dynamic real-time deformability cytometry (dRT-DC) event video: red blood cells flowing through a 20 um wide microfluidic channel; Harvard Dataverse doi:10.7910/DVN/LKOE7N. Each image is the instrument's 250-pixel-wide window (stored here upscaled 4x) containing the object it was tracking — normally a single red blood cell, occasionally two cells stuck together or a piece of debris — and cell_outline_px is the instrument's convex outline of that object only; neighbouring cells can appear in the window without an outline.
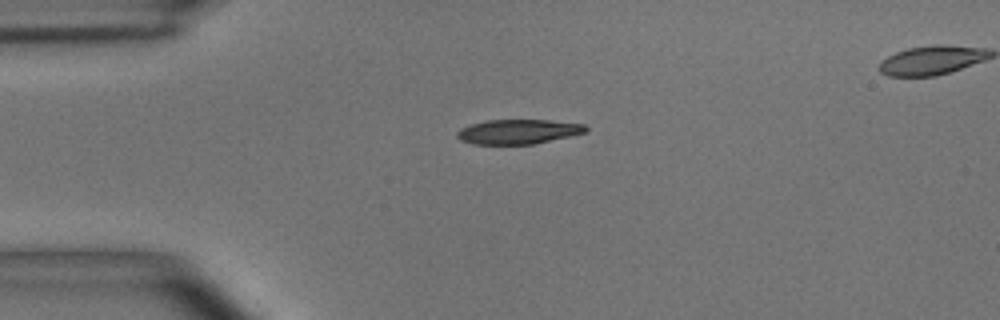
{"species": "common noctule bat (a hibernating species)", "species_latin": "Nyctalus noctula", "temperature_condition": "room temperature", "stored_images_in_passage": 42, "camera_frame_rate_fps": 3000, "um_per_image_px": 0.085, "animal": {"sex": "male", "body_mass_g": 15.6}, "frame": {"image": 1, "passage_image": 1, "time_ms": 0.0, "image_size_px": [1000, 320], "cell_outline_px": [[588, 132], [532, 144], [472, 144], [460, 140], [456, 136], [456, 132], [460, 128], [484, 120], [548, 120], [584, 124], [588, 128]], "centroid_in_image_um": [44.02, 11.19], "position_along_channel_um": 41.0, "area_um2": 18.44}}
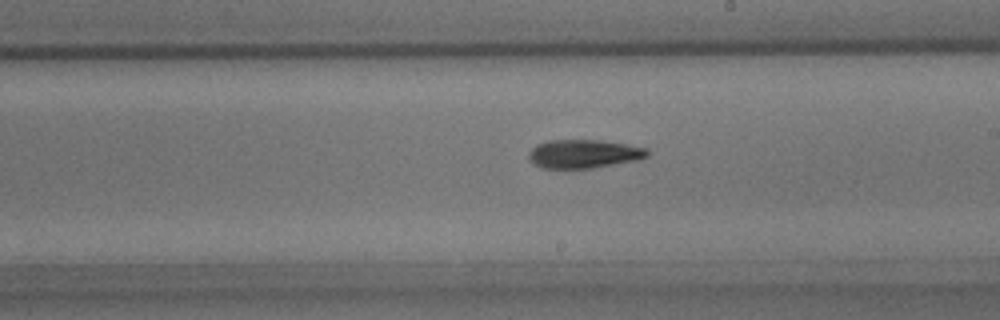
{"frame": {"image": 2, "passage_image": 19, "time_ms": 6.0, "image_size_px": [1000, 320], "cell_outline_px": [[648, 156], [640, 160], [592, 168], [540, 168], [528, 160], [528, 152], [536, 144], [548, 140], [600, 140], [648, 148]], "centroid_in_image_um": [49.6, 13.08], "position_along_channel_um": 239.4, "area_um2": 19.94}}
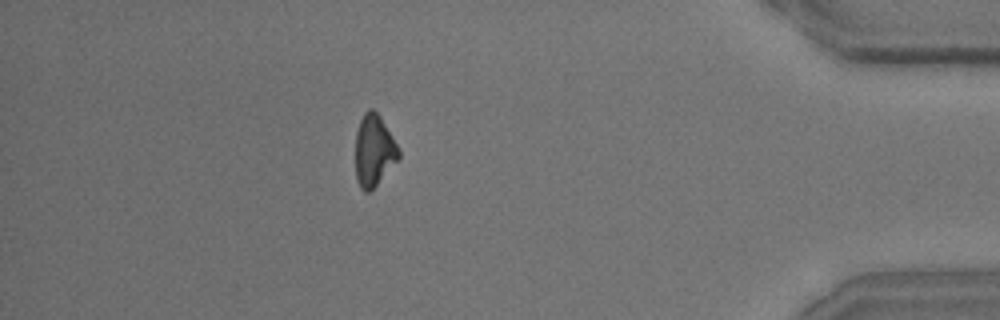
{"frame": {"image": 3, "passage_image": 36, "time_ms": 11.667, "image_size_px": [1000, 320], "cell_outline_px": [[400, 156], [376, 184], [368, 192], [364, 192], [360, 188], [356, 180], [356, 132], [360, 120], [364, 112], [368, 108], [372, 108], [380, 116], [396, 144], [400, 152]], "centroid_in_image_um": [31.75, 12.77], "position_along_channel_um": 403.5, "area_um2": 17.63}, "authors_computed_cell_mechanics": {"area_um2": 19.4497, "velocity_mm_per_s": 3.6773, "shape_relaxation_time_tau1_ms": 2.8079, "shape_relaxation_time_tau2_ms": null, "deformation_change_tau1": 0.1268, "deformation_change_tau2": null}}